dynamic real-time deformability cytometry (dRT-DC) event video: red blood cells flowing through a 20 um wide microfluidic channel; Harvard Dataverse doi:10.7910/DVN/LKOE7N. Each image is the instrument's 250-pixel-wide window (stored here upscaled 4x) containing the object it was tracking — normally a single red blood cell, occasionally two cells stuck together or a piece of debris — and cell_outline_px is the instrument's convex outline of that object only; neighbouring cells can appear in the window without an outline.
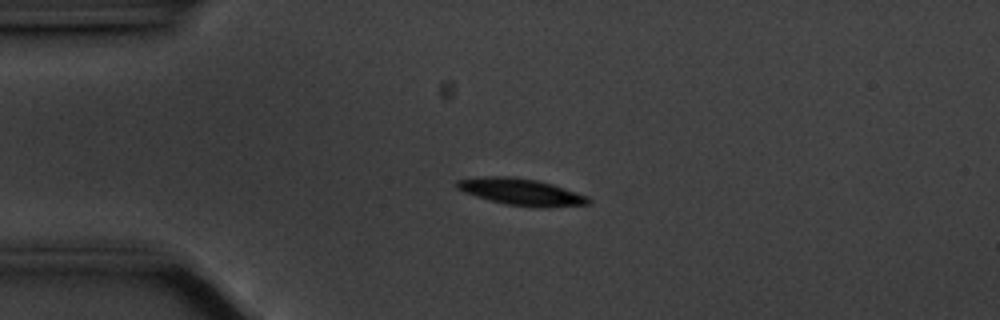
{"species": "common noctule bat (a hibernating species)", "species_latin": "Nyctalus noctula", "temperature_condition": "cold", "stored_images_in_passage": 56, "camera_frame_rate_fps": 3000, "um_per_image_px": 0.085, "animal": {"sex": "male", "body_mass_g": 20.1, "forearm_length_mm": 53.5}, "frame": {"image": 1, "passage_image": 12, "time_ms": 3.667, "image_size_px": [1000, 320], "cell_outline_px": [[592, 204], [544, 208], [540, 208], [504, 204], [476, 196], [464, 192], [456, 188], [456, 180], [480, 176], [512, 176], [536, 180], [552, 184], [588, 196], [592, 200]], "centroid_in_image_um": [44.32, 16.31], "position_along_channel_um": 40.7, "area_um2": 20.69}}
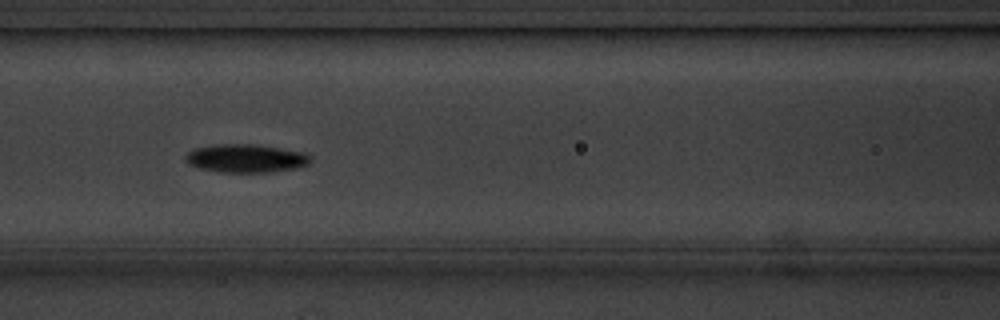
{"frame": {"image": 2, "passage_image": 23, "time_ms": 7.333, "image_size_px": [1000, 320], "cell_outline_px": [[312, 160], [308, 164], [300, 168], [272, 172], [220, 172], [200, 168], [188, 164], [184, 160], [184, 156], [192, 148], [216, 144], [252, 144], [280, 148], [304, 152]], "centroid_in_image_um": [20.88, 13.46], "position_along_channel_um": 145.7, "area_um2": 20.81}}
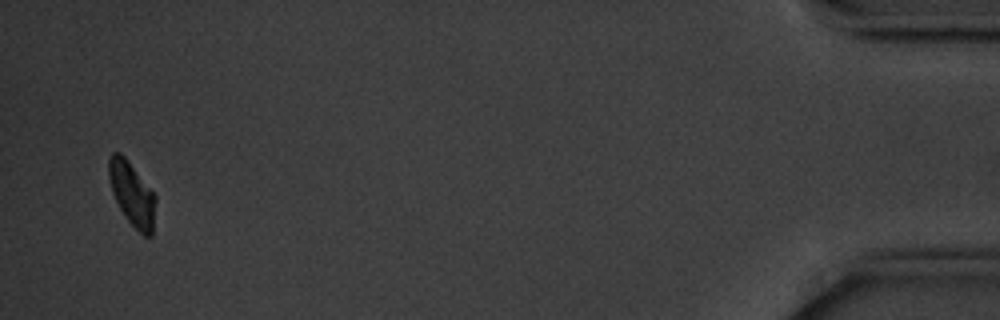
{"frame": {"image": 3, "passage_image": 54, "time_ms": 17.667, "image_size_px": [1000, 320], "cell_outline_px": [[156, 200], [152, 236], [144, 236], [124, 216], [112, 192], [108, 176], [108, 160], [112, 152], [120, 152], [124, 156], [156, 196]], "centroid_in_image_um": [11.21, 16.48], "position_along_channel_um": 424.0, "area_um2": 17.17}, "authors_computed_cell_mechanics": {"area_um2": 19.3341, "velocity_mm_per_s": 3.503, "shape_relaxation_time_tau1_ms": 1.9238, "shape_relaxation_time_tau2_ms": null, "deformation_change_tau1": 0.1056, "deformation_change_tau2": null}}